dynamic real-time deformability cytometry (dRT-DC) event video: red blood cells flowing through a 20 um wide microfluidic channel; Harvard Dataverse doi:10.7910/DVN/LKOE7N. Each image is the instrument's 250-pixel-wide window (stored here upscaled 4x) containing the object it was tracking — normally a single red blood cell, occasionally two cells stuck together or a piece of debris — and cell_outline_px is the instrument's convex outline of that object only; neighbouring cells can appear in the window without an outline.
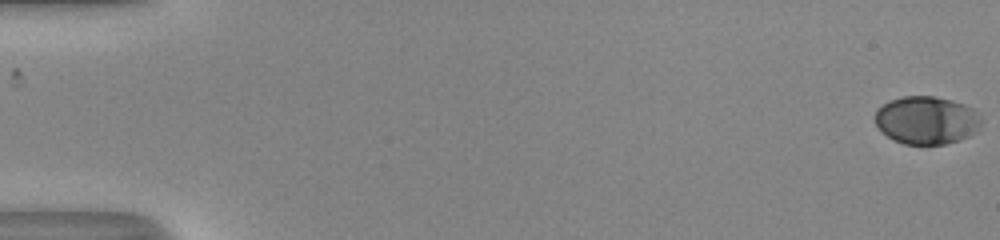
{"species": "human", "species_latin": "Homo sapiens", "temperature_condition": "room temperature", "stored_images_in_passage": 54, "camera_frame_rate_fps": 3000, "um_per_image_px": 0.085, "donor": {"sex": "male"}, "frame": {"image": 1, "passage_image": 1, "time_ms": 0.0, "image_size_px": [1000, 240], "cell_outline_px": [[984, 120], [968, 136], [960, 140], [944, 144], [904, 144], [892, 140], [876, 124], [876, 108], [892, 100], [904, 96], [932, 96], [964, 104], [972, 108]], "centroid_in_image_um": [78.75, 10.22], "position_along_channel_um": 6.2, "area_um2": 29.3}}
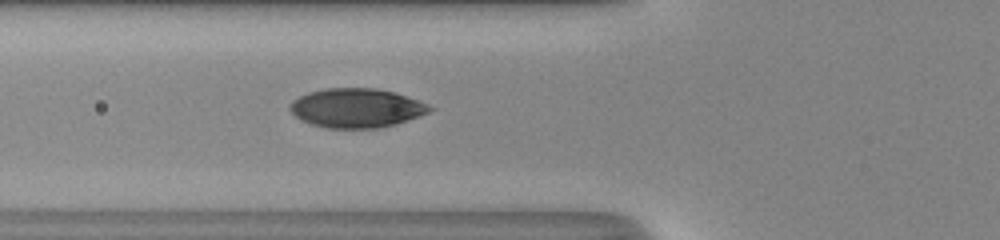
{"frame": {"image": 2, "passage_image": 22, "time_ms": 7.0, "image_size_px": [1000, 240], "cell_outline_px": [[436, 108], [420, 116], [396, 124], [380, 128], [324, 128], [312, 124], [296, 116], [288, 108], [288, 104], [292, 100], [308, 92], [324, 88], [376, 88], [392, 92], [428, 104]], "centroid_in_image_um": [30.28, 9.18], "position_along_channel_um": 95.5, "area_um2": 31.85}}
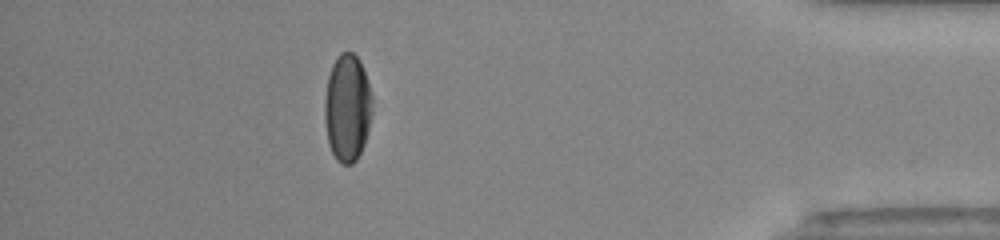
{"frame": {"image": 3, "passage_image": 48, "time_ms": 15.667, "image_size_px": [1000, 240], "cell_outline_px": [[372, 112], [364, 144], [356, 160], [352, 164], [340, 164], [336, 160], [328, 144], [324, 120], [324, 100], [328, 76], [332, 64], [336, 56], [340, 52], [352, 52], [360, 60], [372, 96]], "centroid_in_image_um": [29.5, 9.17], "position_along_channel_um": 405.7, "area_um2": 30.0}, "authors_computed_cell_mechanics": {"area_um2": 30.634, "velocity_mm_per_s": 4.0894, "shape_relaxation_time_tau1_ms": 3.7978, "shape_relaxation_time_tau2_ms": null, "deformation_change_tau1": 0.1641, "deformation_change_tau2": null}}